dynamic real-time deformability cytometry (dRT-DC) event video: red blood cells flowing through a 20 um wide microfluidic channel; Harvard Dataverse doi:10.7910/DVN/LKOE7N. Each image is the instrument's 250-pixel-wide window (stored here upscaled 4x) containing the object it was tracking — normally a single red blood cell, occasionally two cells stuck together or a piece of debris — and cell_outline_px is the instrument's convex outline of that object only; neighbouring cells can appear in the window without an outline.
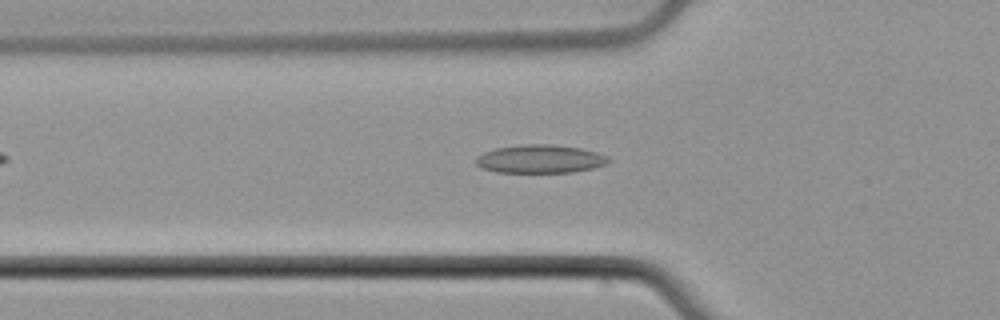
{"species": "common noctule bat (a hibernating species)", "species_latin": "Nyctalus noctula", "temperature_condition": "cold", "stored_images_in_passage": 38, "camera_frame_rate_fps": 3000, "um_per_image_px": 0.085, "animal": {"sex": "male", "body_mass_g": 21.5, "forearm_length_mm": 52.0}, "frame": {"image": 1, "passage_image": 8, "time_ms": 2.333, "image_size_px": [1000, 320], "cell_outline_px": [[612, 160], [604, 164], [592, 168], [572, 172], [496, 172], [480, 168], [476, 164], [476, 156], [484, 152], [496, 148], [524, 144], [548, 144], [580, 148], [596, 152], [608, 156]], "centroid_in_image_um": [45.88, 13.51], "position_along_channel_um": 79.9, "area_um2": 21.79}}
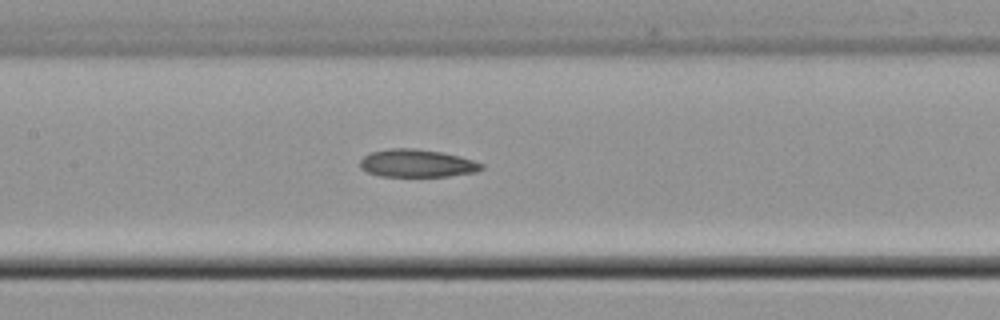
{"frame": {"image": 2, "passage_image": 15, "time_ms": 4.667, "image_size_px": [1000, 320], "cell_outline_px": [[484, 168], [476, 172], [448, 176], [380, 176], [368, 172], [360, 168], [360, 160], [364, 156], [372, 152], [392, 148], [412, 148], [440, 152], [460, 156], [484, 164]], "centroid_in_image_um": [35.45, 13.88], "position_along_channel_um": 171.9, "area_um2": 19.54}}
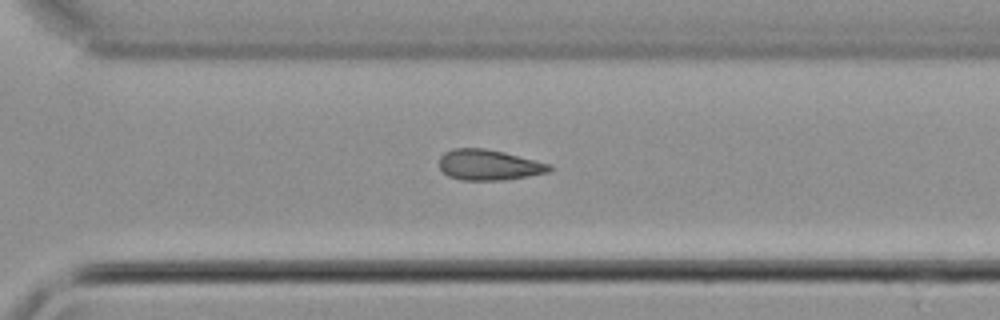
{"frame": {"image": 3, "passage_image": 27, "time_ms": 8.667, "image_size_px": [1000, 320], "cell_outline_px": [[552, 168], [548, 172], [528, 176], [504, 180], [460, 180], [448, 176], [440, 168], [440, 156], [444, 152], [452, 148], [484, 148], [504, 152], [552, 164]], "centroid_in_image_um": [41.55, 14.01], "position_along_channel_um": 329.1, "area_um2": 19.71}, "authors_computed_cell_mechanics": {"area_um2": 19.9699, "velocity_mm_per_s": 3.9355, "shape_relaxation_time_tau1_ms": null, "shape_relaxation_time_tau2_ms": 9.1084, "deformation_change_tau1": null, "deformation_change_tau2": 0.1729}}